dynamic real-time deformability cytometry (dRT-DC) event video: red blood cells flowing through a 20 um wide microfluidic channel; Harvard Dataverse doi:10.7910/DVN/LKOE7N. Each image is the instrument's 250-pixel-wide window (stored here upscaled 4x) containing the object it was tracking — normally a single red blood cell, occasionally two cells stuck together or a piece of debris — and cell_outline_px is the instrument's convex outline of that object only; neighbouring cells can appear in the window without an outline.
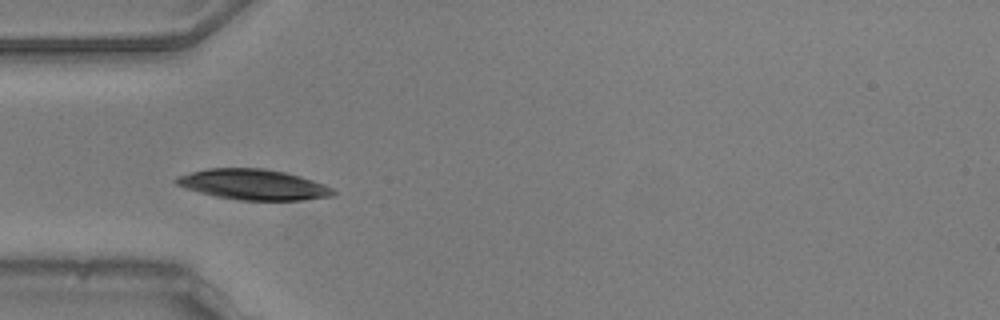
{"species": "common noctule bat (a hibernating species)", "species_latin": "Nyctalus noctula", "temperature_condition": "warm", "stored_images_in_passage": 27, "camera_frame_rate_fps": 3000, "um_per_image_px": 0.085, "animal": {"sex": "male", "body_mass_g": 20.5, "forearm_length_mm": 52.5}, "frame": {"image": 1, "passage_image": 1, "time_ms": 0.0, "image_size_px": [1000, 320], "cell_outline_px": [[336, 192], [332, 196], [304, 200], [236, 200], [216, 196], [184, 188], [176, 184], [172, 180], [176, 176], [208, 168], [264, 168], [284, 172], [300, 176], [324, 184], [332, 188]], "centroid_in_image_um": [21.51, 15.68], "position_along_channel_um": 63.5, "area_um2": 27.92}}
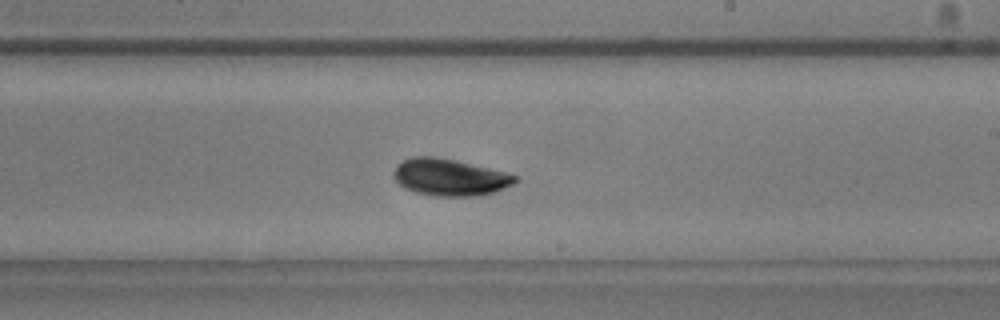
{"frame": {"image": 2, "passage_image": 16, "time_ms": 5.0, "image_size_px": [1000, 320], "cell_outline_px": [[520, 180], [496, 192], [480, 196], [432, 196], [416, 192], [404, 188], [392, 176], [392, 172], [404, 160], [412, 156], [436, 156], [456, 160], [504, 172], [516, 176]], "centroid_in_image_um": [38.23, 15.07], "position_along_channel_um": 250.8, "area_um2": 26.13}}
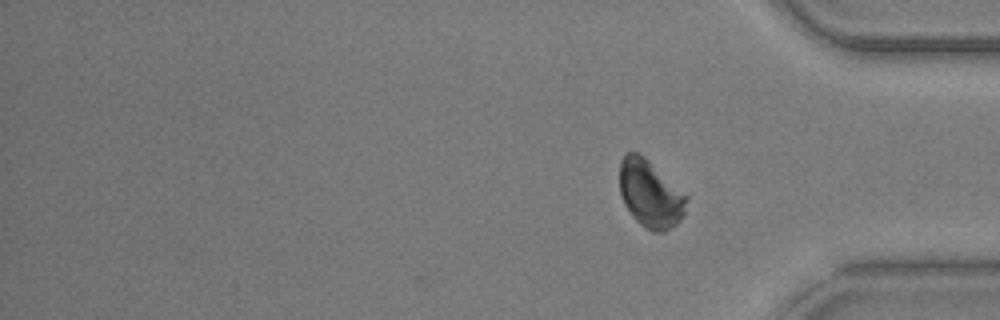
{"frame": {"image": 3, "passage_image": 27, "time_ms": 8.667, "image_size_px": [1000, 320], "cell_outline_px": [[688, 200], [684, 212], [680, 220], [676, 224], [664, 232], [652, 232], [640, 224], [632, 216], [624, 204], [620, 192], [620, 160], [624, 152], [636, 152], [644, 156], [688, 196]], "centroid_in_image_um": [55.26, 16.48], "position_along_channel_um": 379.9, "area_um2": 26.3}, "authors_computed_cell_mechanics": {"area_um2": 26.3568, "velocity_mm_per_s": 3.7487, "shape_relaxation_time_tau1_ms": 2.8216, "shape_relaxation_time_tau2_ms": 1.9101, "deformation_change_tau1": 0.1649, "deformation_change_tau2": 0.0525}}